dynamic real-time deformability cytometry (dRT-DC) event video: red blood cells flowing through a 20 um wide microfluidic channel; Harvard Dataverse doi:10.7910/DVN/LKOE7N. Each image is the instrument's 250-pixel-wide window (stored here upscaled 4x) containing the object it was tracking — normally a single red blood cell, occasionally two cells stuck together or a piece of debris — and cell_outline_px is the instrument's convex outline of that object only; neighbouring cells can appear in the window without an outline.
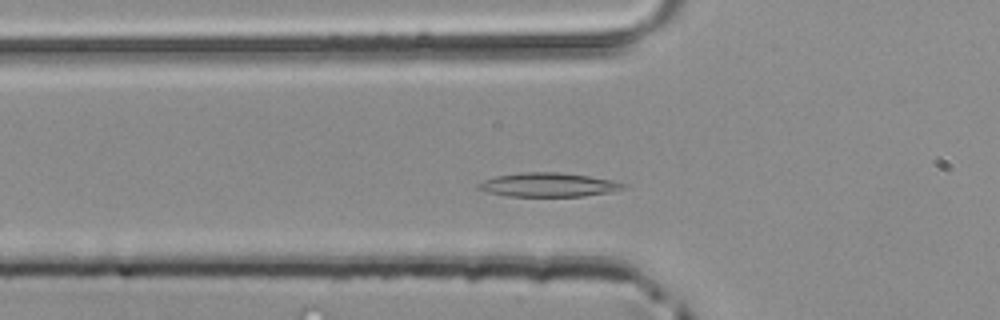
{"species": "common noctule bat (a hibernating species)", "species_latin": "Nyctalus noctula", "temperature_condition": "room temperature", "stored_images_in_passage": 41, "camera_frame_rate_fps": 3000, "um_per_image_px": 0.085, "animal": {"sex": "male", "body_mass_g": 20.4}, "frame": {"image": 1, "passage_image": 9, "time_ms": 2.667, "image_size_px": [1000, 320], "cell_outline_px": [[628, 188], [612, 192], [584, 196], [508, 196], [488, 192], [476, 188], [476, 184], [484, 180], [496, 176], [520, 172], [556, 172], [588, 176], [612, 180], [628, 184]], "centroid_in_image_um": [46.64, 15.71], "position_along_channel_um": 79.2, "area_um2": 20.35}}
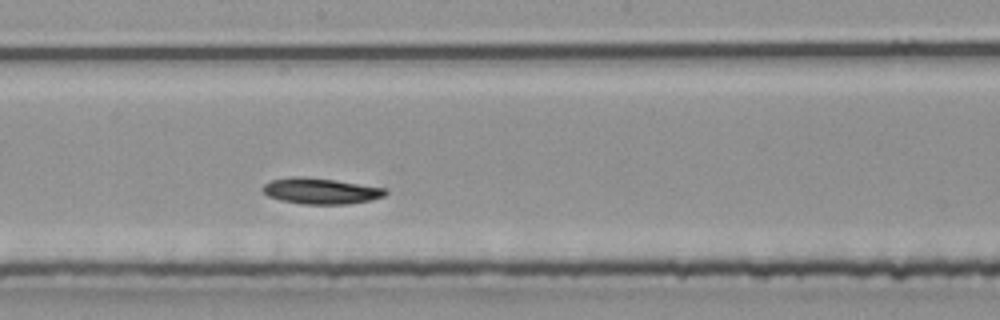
{"frame": {"image": 2, "passage_image": 19, "time_ms": 6.0, "image_size_px": [1000, 320], "cell_outline_px": [[388, 192], [384, 196], [368, 200], [348, 204], [304, 204], [280, 200], [268, 196], [260, 188], [268, 180], [292, 176], [304, 176], [336, 180], [388, 188]], "centroid_in_image_um": [27.23, 16.22], "position_along_channel_um": 221.0, "area_um2": 18.79}}
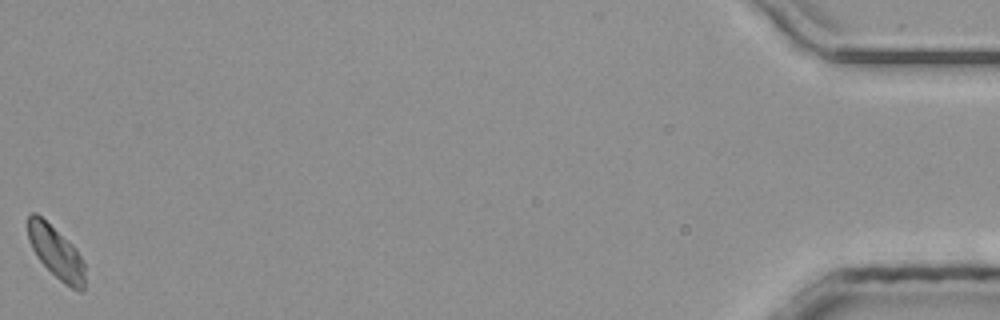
{"frame": {"image": 3, "passage_image": 41, "time_ms": 13.333, "image_size_px": [1000, 320], "cell_outline_px": [[84, 288], [80, 292], [64, 284], [36, 256], [28, 240], [28, 216], [32, 212], [36, 212], [68, 240], [76, 248], [84, 264]], "centroid_in_image_um": [4.76, 21.44], "position_along_channel_um": 430.4, "area_um2": 17.17}}